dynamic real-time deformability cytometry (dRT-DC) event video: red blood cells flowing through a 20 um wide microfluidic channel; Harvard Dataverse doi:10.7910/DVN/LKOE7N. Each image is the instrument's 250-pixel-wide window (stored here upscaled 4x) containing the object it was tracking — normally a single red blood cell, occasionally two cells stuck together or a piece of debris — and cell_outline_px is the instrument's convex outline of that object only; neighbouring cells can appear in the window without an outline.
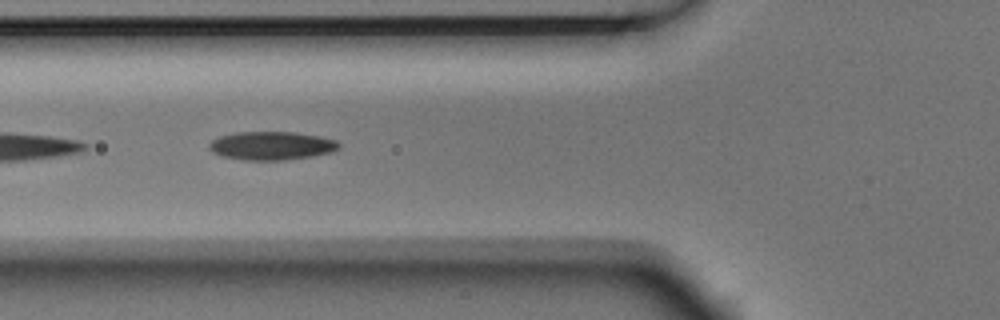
{"species": "Egyptian fruit bat (a non-hibernating species)", "species_latin": "Rousettus aegyptiacus", "temperature_condition": "room temperature", "stored_images_in_passage": 7, "camera_frame_rate_fps": 3000, "um_per_image_px": 0.085, "animal": {"sex": "male"}, "frame": {"image": 1, "passage_image": 6, "time_ms": 1.667, "image_size_px": [1000, 320], "cell_outline_px": [[340, 148], [332, 152], [312, 156], [284, 160], [244, 160], [224, 156], [212, 152], [208, 148], [208, 144], [212, 140], [220, 136], [236, 132], [296, 132], [320, 136], [336, 140], [340, 144]], "centroid_in_image_um": [23.1, 12.38], "position_along_channel_um": 102.7, "area_um2": 21.56}}
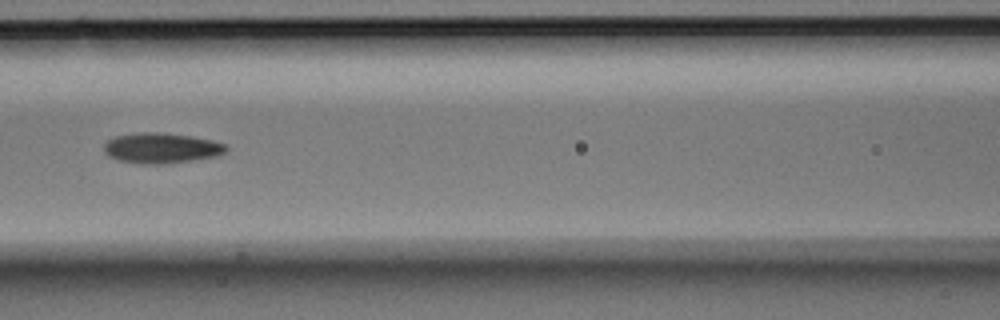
{"frame": {"image": 2, "passage_image": 7, "time_ms": 2.0, "image_size_px": [1000, 320], "cell_outline_px": [[228, 148], [220, 156], [192, 160], [160, 164], [144, 164], [120, 160], [108, 156], [104, 152], [104, 144], [108, 140], [116, 136], [144, 132], [156, 132], [192, 136], [212, 140], [224, 144]], "centroid_in_image_um": [13.73, 12.59], "position_along_channel_um": 152.9, "area_um2": 21.44}}